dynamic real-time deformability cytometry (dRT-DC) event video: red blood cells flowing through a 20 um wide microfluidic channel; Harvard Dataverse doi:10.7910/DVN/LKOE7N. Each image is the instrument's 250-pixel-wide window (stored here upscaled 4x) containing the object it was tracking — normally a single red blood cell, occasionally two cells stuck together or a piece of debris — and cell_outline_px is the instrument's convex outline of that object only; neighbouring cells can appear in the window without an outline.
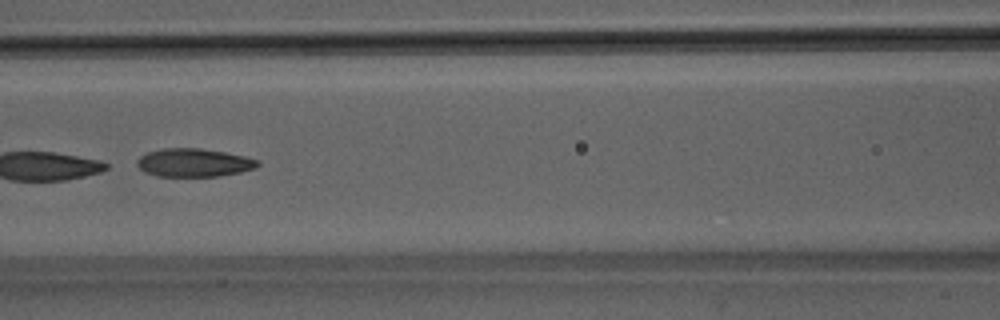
{"species": "Egyptian fruit bat (a non-hibernating species)", "species_latin": "Rousettus aegyptiacus", "temperature_condition": "room temperature", "stored_images_in_passage": 7, "camera_frame_rate_fps": 3000, "um_per_image_px": 0.085, "animal": {"sex": "male"}, "frame": {"image": 1, "passage_image": 6, "time_ms": 1.667, "image_size_px": [1000, 320], "cell_outline_px": [[260, 164], [256, 168], [240, 172], [220, 176], [156, 176], [144, 172], [136, 164], [136, 160], [140, 156], [148, 152], [164, 148], [200, 148], [224, 152], [244, 156], [256, 160]], "centroid_in_image_um": [16.45, 13.83], "position_along_channel_um": 150.2, "area_um2": 19.83}}